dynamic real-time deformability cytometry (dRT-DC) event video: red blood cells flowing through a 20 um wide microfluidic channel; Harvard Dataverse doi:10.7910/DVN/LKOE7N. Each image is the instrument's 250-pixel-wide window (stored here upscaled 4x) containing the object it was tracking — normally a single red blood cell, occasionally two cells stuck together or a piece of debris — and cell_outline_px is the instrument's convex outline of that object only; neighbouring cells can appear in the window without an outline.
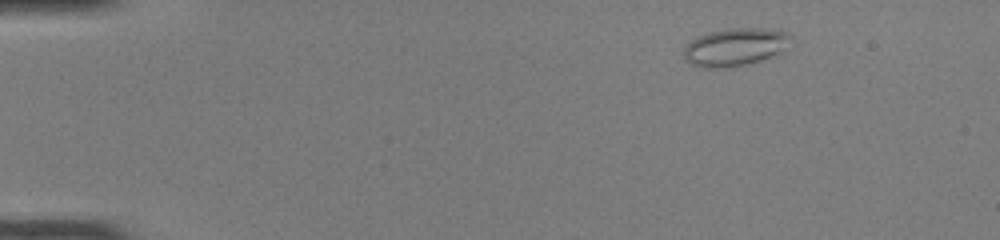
{"species": "common noctule bat (a hibernating species)", "species_latin": "Nyctalus noctula", "temperature_condition": "room temperature", "stored_images_in_passage": 44, "camera_frame_rate_fps": 3000, "um_per_image_px": 0.085, "animal": {"sex": "female", "body_mass_g": 22.0, "forearm_length_mm": 56.7}, "frame": {"image": 1, "passage_image": 1, "time_ms": 0.0, "image_size_px": [1000, 240], "cell_outline_px": [[792, 36], [780, 52], [760, 60], [732, 68], [704, 68], [692, 64], [684, 60], [684, 48], [692, 40], [708, 32], [728, 28], [768, 28], [788, 32]], "centroid_in_image_um": [62.45, 3.99], "position_along_channel_um": 22.5, "area_um2": 23.47}}
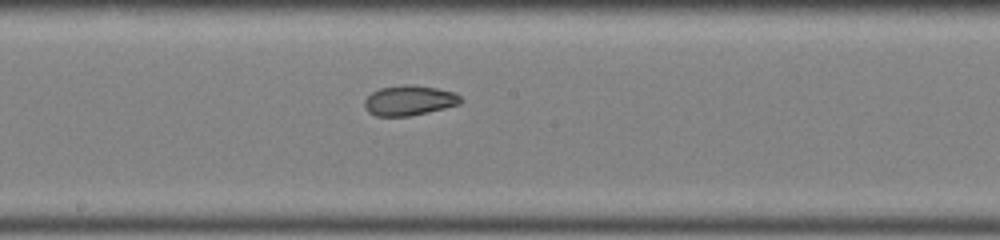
{"frame": {"image": 2, "passage_image": 22, "time_ms": 7.0, "image_size_px": [1000, 240], "cell_outline_px": [[464, 100], [460, 104], [444, 108], [408, 116], [376, 116], [368, 112], [364, 108], [364, 100], [372, 92], [380, 88], [404, 84], [412, 84], [436, 88], [452, 92], [460, 96]], "centroid_in_image_um": [34.76, 8.53], "position_along_channel_um": 213.4, "area_um2": 16.82}}
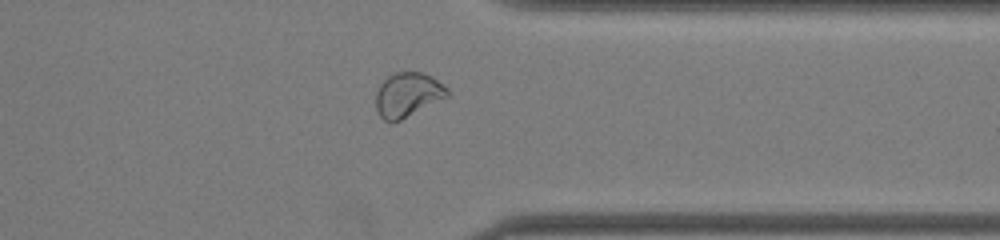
{"frame": {"image": 3, "passage_image": 34, "time_ms": 11.0, "image_size_px": [1000, 240], "cell_outline_px": [[448, 96], [400, 120], [384, 120], [380, 116], [376, 108], [376, 92], [380, 84], [388, 76], [396, 72], [424, 72], [432, 76], [448, 88]], "centroid_in_image_um": [34.65, 8.02], "position_along_channel_um": 376.7, "area_um2": 18.21}, "authors_computed_cell_mechanics": {"area_um2": 18.8428, "velocity_mm_per_s": 4.1075, "shape_relaxation_time_tau1_ms": null, "shape_relaxation_time_tau2_ms": 1.4909, "deformation_change_tau1": null, "deformation_change_tau2": 0.0621}}